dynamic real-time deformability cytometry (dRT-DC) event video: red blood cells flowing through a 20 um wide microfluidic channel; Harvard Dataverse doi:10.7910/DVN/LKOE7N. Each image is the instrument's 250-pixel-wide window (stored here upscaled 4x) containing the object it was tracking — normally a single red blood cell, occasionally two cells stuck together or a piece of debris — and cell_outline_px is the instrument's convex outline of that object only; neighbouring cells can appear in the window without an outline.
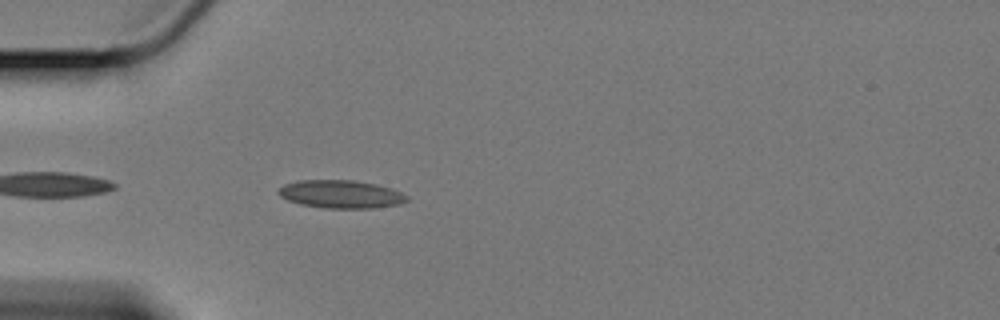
{"species": "Egyptian fruit bat (a non-hibernating species)", "species_latin": "Rousettus aegyptiacus", "temperature_condition": "cold", "stored_images_in_passage": 14, "camera_frame_rate_fps": 3000, "um_per_image_px": 0.085, "animal": {"sex": "female"}, "frame": {"image": 1, "passage_image": 3, "time_ms": 0.667, "image_size_px": [1000, 320], "cell_outline_px": [[408, 200], [400, 204], [372, 208], [328, 208], [300, 204], [288, 200], [280, 196], [276, 192], [284, 184], [296, 180], [352, 180], [376, 184], [392, 188], [408, 196]], "centroid_in_image_um": [28.97, 16.5], "position_along_channel_um": 56.0, "area_um2": 20.98}}
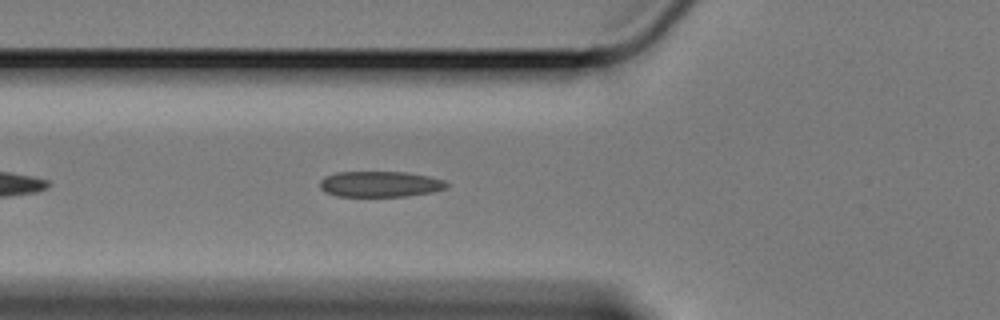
{"frame": {"image": 2, "passage_image": 7, "time_ms": 2.0, "image_size_px": [1000, 320], "cell_outline_px": [[448, 188], [432, 192], [404, 196], [336, 196], [324, 192], [320, 188], [320, 180], [324, 176], [336, 172], [404, 172], [428, 176], [444, 180], [448, 184]], "centroid_in_image_um": [32.28, 15.65], "position_along_channel_um": 93.5, "area_um2": 19.07}}
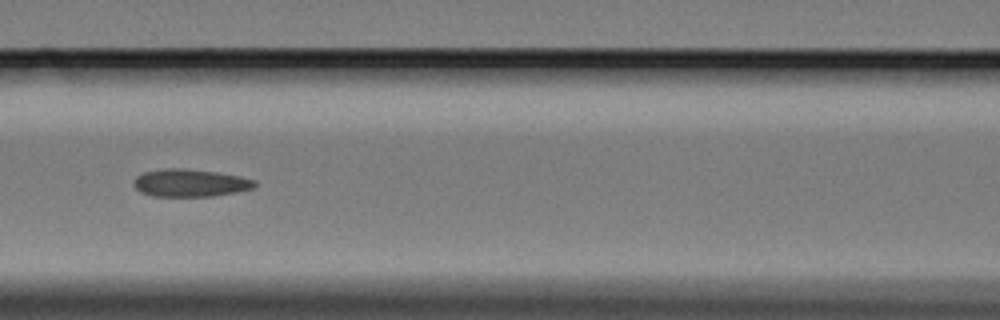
{"frame": {"image": 3, "passage_image": 12, "time_ms": 3.667, "image_size_px": [1000, 320], "cell_outline_px": [[256, 184], [252, 188], [236, 192], [212, 196], [152, 196], [140, 192], [132, 184], [136, 176], [144, 172], [164, 168], [184, 168], [216, 172], [240, 176], [256, 180]], "centroid_in_image_um": [16.13, 15.54], "position_along_channel_um": 150.5, "area_um2": 19.48}}